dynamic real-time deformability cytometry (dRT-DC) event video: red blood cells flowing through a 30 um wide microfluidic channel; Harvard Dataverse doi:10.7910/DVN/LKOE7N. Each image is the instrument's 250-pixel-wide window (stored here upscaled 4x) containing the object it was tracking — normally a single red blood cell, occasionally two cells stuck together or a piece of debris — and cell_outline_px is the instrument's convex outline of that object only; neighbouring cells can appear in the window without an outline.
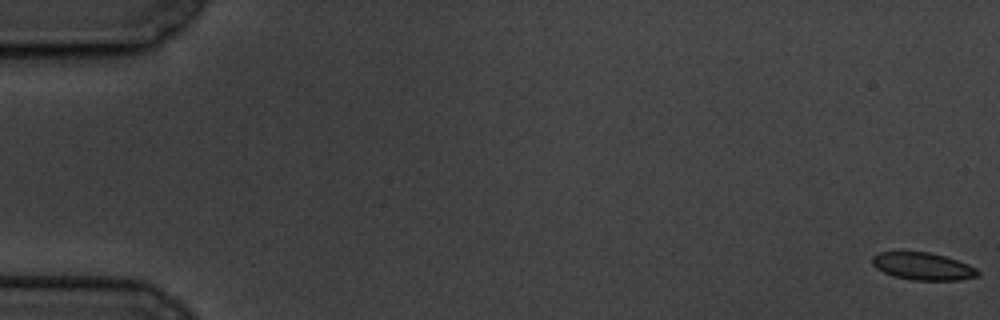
{"species": "common noctule bat (a hibernating species)", "species_latin": "Nyctalus noctula", "temperature_condition": "cold", "stored_images_in_passage": 62, "camera_frame_rate_fps": 3000, "um_per_image_px": 0.085, "animal": {"sex": "male", "body_mass_g": 19.5, "forearm_length_mm": 54.6}, "frame": {"image": 1, "passage_image": 1, "time_ms": 0.0, "image_size_px": [1000, 320], "cell_outline_px": [[980, 276], [960, 280], [912, 280], [892, 276], [876, 268], [872, 264], [872, 256], [880, 252], [928, 252], [944, 256], [968, 264], [976, 268], [980, 272]], "centroid_in_image_um": [78.46, 22.64], "position_along_channel_um": 6.5, "area_um2": 16.88}}
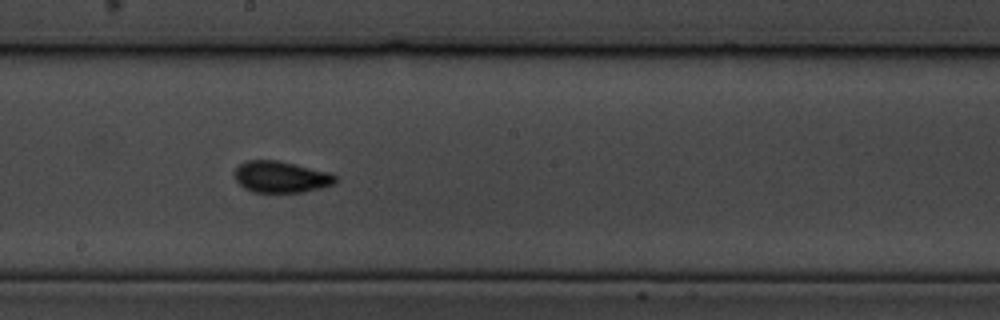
{"frame": {"image": 2, "passage_image": 34, "time_ms": 11.0, "image_size_px": [1000, 320], "cell_outline_px": [[336, 184], [304, 192], [252, 192], [244, 188], [236, 180], [236, 168], [240, 164], [248, 160], [280, 160], [328, 172], [336, 176]], "centroid_in_image_um": [23.9, 15.04], "position_along_channel_um": 224.3, "area_um2": 18.44}}
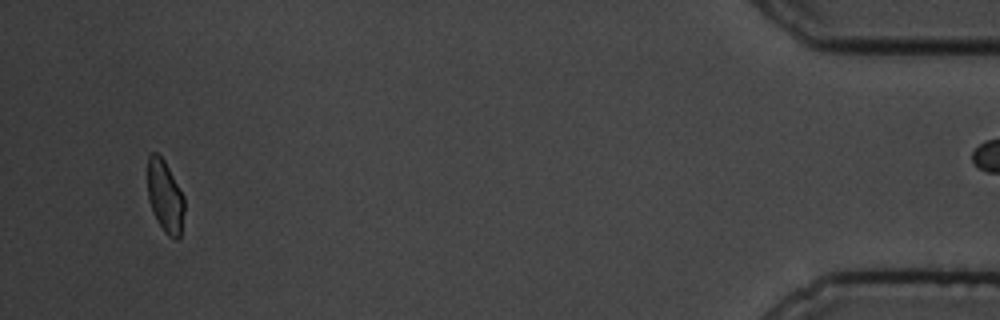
{"frame": {"image": 3, "passage_image": 58, "time_ms": 19.0, "image_size_px": [1000, 320], "cell_outline_px": [[184, 212], [180, 236], [176, 240], [168, 236], [164, 232], [156, 220], [148, 200], [148, 156], [152, 152], [156, 152], [164, 160], [184, 196]], "centroid_in_image_um": [14.03, 16.72], "position_along_channel_um": 421.2, "area_um2": 15.49}}